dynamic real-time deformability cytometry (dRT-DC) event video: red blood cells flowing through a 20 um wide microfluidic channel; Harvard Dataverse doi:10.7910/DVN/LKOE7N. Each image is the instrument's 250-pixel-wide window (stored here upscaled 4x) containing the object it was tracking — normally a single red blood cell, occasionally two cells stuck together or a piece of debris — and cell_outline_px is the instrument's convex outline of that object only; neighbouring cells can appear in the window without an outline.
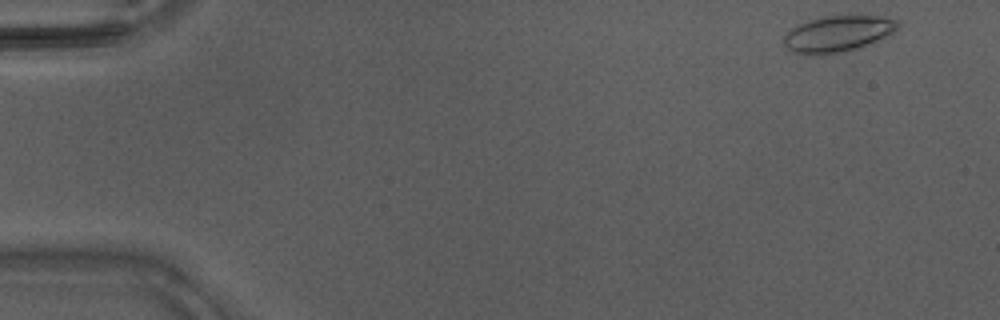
{"species": "Egyptian fruit bat (a non-hibernating species)", "species_latin": "Rousettus aegyptiacus", "temperature_condition": "warm", "stored_images_in_passage": 44, "camera_frame_rate_fps": 3000, "um_per_image_px": 0.085, "animal": {"sex": "male"}, "frame": {"image": 1, "passage_image": 2, "time_ms": 0.333, "image_size_px": [1000, 320], "cell_outline_px": [[900, 24], [896, 32], [860, 48], [840, 52], [812, 56], [792, 52], [784, 44], [784, 36], [792, 28], [800, 24], [824, 16], [876, 16], [900, 20]], "centroid_in_image_um": [71.25, 2.89], "position_along_channel_um": 13.7, "area_um2": 23.99}}
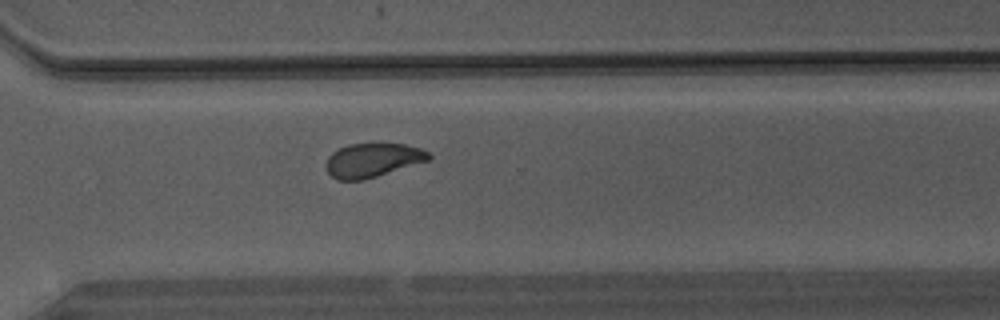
{"frame": {"image": 2, "passage_image": 32, "time_ms": 10.333, "image_size_px": [1000, 320], "cell_outline_px": [[432, 156], [428, 160], [364, 180], [336, 180], [328, 172], [324, 164], [328, 156], [332, 152], [348, 144], [404, 144], [420, 148], [428, 152]], "centroid_in_image_um": [31.63, 13.62], "position_along_channel_um": 339.0, "area_um2": 20.17}}
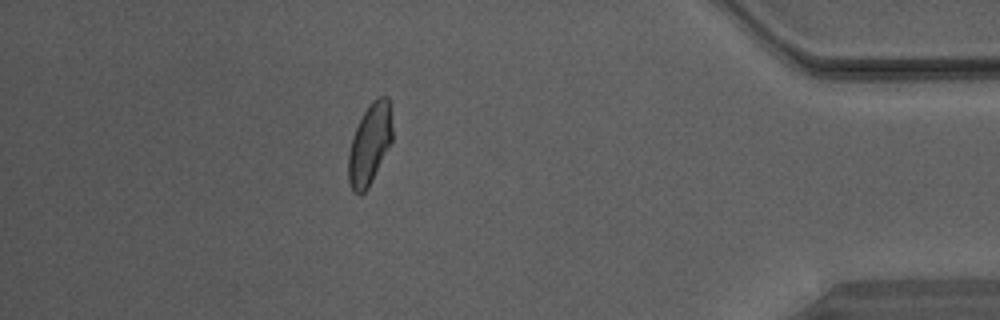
{"frame": {"image": 3, "passage_image": 39, "time_ms": 12.667, "image_size_px": [1000, 320], "cell_outline_px": [[392, 140], [368, 188], [360, 196], [352, 192], [348, 180], [348, 152], [352, 136], [368, 104], [376, 96], [388, 96], [392, 128]], "centroid_in_image_um": [31.4, 12.26], "position_along_channel_um": 403.8, "area_um2": 20.75}}